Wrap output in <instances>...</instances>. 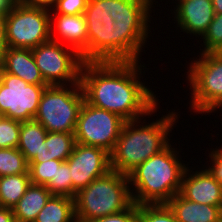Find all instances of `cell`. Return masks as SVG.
I'll use <instances>...</instances> for the list:
<instances>
[{"instance_id":"74e56055","label":"cell","mask_w":222,"mask_h":222,"mask_svg":"<svg viewBox=\"0 0 222 222\" xmlns=\"http://www.w3.org/2000/svg\"><path fill=\"white\" fill-rule=\"evenodd\" d=\"M174 0H172L173 2ZM182 1H185V0H175L173 3H175L176 5L179 3V2H182Z\"/></svg>"},{"instance_id":"d6986e66","label":"cell","mask_w":222,"mask_h":222,"mask_svg":"<svg viewBox=\"0 0 222 222\" xmlns=\"http://www.w3.org/2000/svg\"><path fill=\"white\" fill-rule=\"evenodd\" d=\"M75 144L74 133L48 132L39 154L30 163L45 162L53 159L66 161L72 154Z\"/></svg>"},{"instance_id":"5bb4252c","label":"cell","mask_w":222,"mask_h":222,"mask_svg":"<svg viewBox=\"0 0 222 222\" xmlns=\"http://www.w3.org/2000/svg\"><path fill=\"white\" fill-rule=\"evenodd\" d=\"M51 39L75 49L88 62V34L84 14H50Z\"/></svg>"},{"instance_id":"9c48e42d","label":"cell","mask_w":222,"mask_h":222,"mask_svg":"<svg viewBox=\"0 0 222 222\" xmlns=\"http://www.w3.org/2000/svg\"><path fill=\"white\" fill-rule=\"evenodd\" d=\"M31 50L48 85L80 83L84 61L75 49L50 39Z\"/></svg>"},{"instance_id":"52a82bcc","label":"cell","mask_w":222,"mask_h":222,"mask_svg":"<svg viewBox=\"0 0 222 222\" xmlns=\"http://www.w3.org/2000/svg\"><path fill=\"white\" fill-rule=\"evenodd\" d=\"M84 93L80 83L49 85L34 117L48 132L74 133Z\"/></svg>"},{"instance_id":"7402d4cb","label":"cell","mask_w":222,"mask_h":222,"mask_svg":"<svg viewBox=\"0 0 222 222\" xmlns=\"http://www.w3.org/2000/svg\"><path fill=\"white\" fill-rule=\"evenodd\" d=\"M30 184L29 173L0 177V206L12 209Z\"/></svg>"},{"instance_id":"ba28073f","label":"cell","mask_w":222,"mask_h":222,"mask_svg":"<svg viewBox=\"0 0 222 222\" xmlns=\"http://www.w3.org/2000/svg\"><path fill=\"white\" fill-rule=\"evenodd\" d=\"M5 34L11 48L33 49L50 40V9L18 2L5 15Z\"/></svg>"},{"instance_id":"836d02e7","label":"cell","mask_w":222,"mask_h":222,"mask_svg":"<svg viewBox=\"0 0 222 222\" xmlns=\"http://www.w3.org/2000/svg\"><path fill=\"white\" fill-rule=\"evenodd\" d=\"M18 2L19 0H0V14L5 16Z\"/></svg>"},{"instance_id":"d4e9b609","label":"cell","mask_w":222,"mask_h":222,"mask_svg":"<svg viewBox=\"0 0 222 222\" xmlns=\"http://www.w3.org/2000/svg\"><path fill=\"white\" fill-rule=\"evenodd\" d=\"M138 222H177L167 204L138 205Z\"/></svg>"},{"instance_id":"d6a6232c","label":"cell","mask_w":222,"mask_h":222,"mask_svg":"<svg viewBox=\"0 0 222 222\" xmlns=\"http://www.w3.org/2000/svg\"><path fill=\"white\" fill-rule=\"evenodd\" d=\"M8 48L5 34V16L0 14V59L4 51Z\"/></svg>"},{"instance_id":"e0dca14e","label":"cell","mask_w":222,"mask_h":222,"mask_svg":"<svg viewBox=\"0 0 222 222\" xmlns=\"http://www.w3.org/2000/svg\"><path fill=\"white\" fill-rule=\"evenodd\" d=\"M177 222H218L222 216V206L199 204L184 198L180 193L167 203Z\"/></svg>"},{"instance_id":"ac0fdd59","label":"cell","mask_w":222,"mask_h":222,"mask_svg":"<svg viewBox=\"0 0 222 222\" xmlns=\"http://www.w3.org/2000/svg\"><path fill=\"white\" fill-rule=\"evenodd\" d=\"M51 196L46 186L31 183L12 208L15 222H34Z\"/></svg>"},{"instance_id":"603a6c76","label":"cell","mask_w":222,"mask_h":222,"mask_svg":"<svg viewBox=\"0 0 222 222\" xmlns=\"http://www.w3.org/2000/svg\"><path fill=\"white\" fill-rule=\"evenodd\" d=\"M29 163L18 148H0V177L29 173Z\"/></svg>"},{"instance_id":"30bf717a","label":"cell","mask_w":222,"mask_h":222,"mask_svg":"<svg viewBox=\"0 0 222 222\" xmlns=\"http://www.w3.org/2000/svg\"><path fill=\"white\" fill-rule=\"evenodd\" d=\"M125 122L119 115L84 100L74 132L76 143L101 147L111 153Z\"/></svg>"},{"instance_id":"83f0119b","label":"cell","mask_w":222,"mask_h":222,"mask_svg":"<svg viewBox=\"0 0 222 222\" xmlns=\"http://www.w3.org/2000/svg\"><path fill=\"white\" fill-rule=\"evenodd\" d=\"M21 122L8 117L0 119V148H17Z\"/></svg>"},{"instance_id":"4dcf8cb0","label":"cell","mask_w":222,"mask_h":222,"mask_svg":"<svg viewBox=\"0 0 222 222\" xmlns=\"http://www.w3.org/2000/svg\"><path fill=\"white\" fill-rule=\"evenodd\" d=\"M217 147L211 148L210 153H208L210 159L207 162H210V165H206V168L222 186V146Z\"/></svg>"},{"instance_id":"2e32d148","label":"cell","mask_w":222,"mask_h":222,"mask_svg":"<svg viewBox=\"0 0 222 222\" xmlns=\"http://www.w3.org/2000/svg\"><path fill=\"white\" fill-rule=\"evenodd\" d=\"M0 67L11 75L34 85H48L38 69L32 50L8 47L0 59Z\"/></svg>"},{"instance_id":"4316f807","label":"cell","mask_w":222,"mask_h":222,"mask_svg":"<svg viewBox=\"0 0 222 222\" xmlns=\"http://www.w3.org/2000/svg\"><path fill=\"white\" fill-rule=\"evenodd\" d=\"M61 160H48L39 163H29V176L33 184L46 186L51 180H55L56 165H61Z\"/></svg>"},{"instance_id":"4fadbf2b","label":"cell","mask_w":222,"mask_h":222,"mask_svg":"<svg viewBox=\"0 0 222 222\" xmlns=\"http://www.w3.org/2000/svg\"><path fill=\"white\" fill-rule=\"evenodd\" d=\"M203 167L194 172L187 166L182 176L180 194L192 202L222 206V186L204 165Z\"/></svg>"},{"instance_id":"cb8c5ba5","label":"cell","mask_w":222,"mask_h":222,"mask_svg":"<svg viewBox=\"0 0 222 222\" xmlns=\"http://www.w3.org/2000/svg\"><path fill=\"white\" fill-rule=\"evenodd\" d=\"M46 187L52 195L73 198V184L67 160L63 161L61 165H56L55 180H51Z\"/></svg>"},{"instance_id":"44dd1931","label":"cell","mask_w":222,"mask_h":222,"mask_svg":"<svg viewBox=\"0 0 222 222\" xmlns=\"http://www.w3.org/2000/svg\"><path fill=\"white\" fill-rule=\"evenodd\" d=\"M75 201L68 196L52 195L34 222H74Z\"/></svg>"},{"instance_id":"3957f363","label":"cell","mask_w":222,"mask_h":222,"mask_svg":"<svg viewBox=\"0 0 222 222\" xmlns=\"http://www.w3.org/2000/svg\"><path fill=\"white\" fill-rule=\"evenodd\" d=\"M166 113L152 122H146V118H141L126 121L123 124L115 148L110 153L112 170L128 175L138 165L161 152L171 143L170 133L179 122L180 111L170 112L169 110Z\"/></svg>"},{"instance_id":"f546056e","label":"cell","mask_w":222,"mask_h":222,"mask_svg":"<svg viewBox=\"0 0 222 222\" xmlns=\"http://www.w3.org/2000/svg\"><path fill=\"white\" fill-rule=\"evenodd\" d=\"M89 222H138V205L132 203L127 209Z\"/></svg>"},{"instance_id":"1f68e13d","label":"cell","mask_w":222,"mask_h":222,"mask_svg":"<svg viewBox=\"0 0 222 222\" xmlns=\"http://www.w3.org/2000/svg\"><path fill=\"white\" fill-rule=\"evenodd\" d=\"M19 2L25 6L51 9L57 0H19Z\"/></svg>"},{"instance_id":"7a4b0ae2","label":"cell","mask_w":222,"mask_h":222,"mask_svg":"<svg viewBox=\"0 0 222 222\" xmlns=\"http://www.w3.org/2000/svg\"><path fill=\"white\" fill-rule=\"evenodd\" d=\"M144 68L140 61L84 62L80 75L84 100L125 121L157 114L160 101L147 82L141 81Z\"/></svg>"},{"instance_id":"6da1fadb","label":"cell","mask_w":222,"mask_h":222,"mask_svg":"<svg viewBox=\"0 0 222 222\" xmlns=\"http://www.w3.org/2000/svg\"><path fill=\"white\" fill-rule=\"evenodd\" d=\"M155 1L89 0L84 12L88 62H142L141 52H145L143 47L152 36L150 14L155 12Z\"/></svg>"},{"instance_id":"f1b7e54d","label":"cell","mask_w":222,"mask_h":222,"mask_svg":"<svg viewBox=\"0 0 222 222\" xmlns=\"http://www.w3.org/2000/svg\"><path fill=\"white\" fill-rule=\"evenodd\" d=\"M88 1L89 0H57V3L50 9V14H84Z\"/></svg>"},{"instance_id":"8fae6325","label":"cell","mask_w":222,"mask_h":222,"mask_svg":"<svg viewBox=\"0 0 222 222\" xmlns=\"http://www.w3.org/2000/svg\"><path fill=\"white\" fill-rule=\"evenodd\" d=\"M47 86L26 83L0 67V115L20 122L34 119Z\"/></svg>"},{"instance_id":"7c38bea8","label":"cell","mask_w":222,"mask_h":222,"mask_svg":"<svg viewBox=\"0 0 222 222\" xmlns=\"http://www.w3.org/2000/svg\"><path fill=\"white\" fill-rule=\"evenodd\" d=\"M67 162L73 184V199L79 190L111 170L110 153L97 146L76 143Z\"/></svg>"},{"instance_id":"9a60e30c","label":"cell","mask_w":222,"mask_h":222,"mask_svg":"<svg viewBox=\"0 0 222 222\" xmlns=\"http://www.w3.org/2000/svg\"><path fill=\"white\" fill-rule=\"evenodd\" d=\"M170 10L180 32L202 37L215 16L212 0H185Z\"/></svg>"},{"instance_id":"ffe728a7","label":"cell","mask_w":222,"mask_h":222,"mask_svg":"<svg viewBox=\"0 0 222 222\" xmlns=\"http://www.w3.org/2000/svg\"><path fill=\"white\" fill-rule=\"evenodd\" d=\"M48 131L35 119L21 122L19 134V151L25 156L28 163L39 154L41 145L46 140Z\"/></svg>"},{"instance_id":"8992f818","label":"cell","mask_w":222,"mask_h":222,"mask_svg":"<svg viewBox=\"0 0 222 222\" xmlns=\"http://www.w3.org/2000/svg\"><path fill=\"white\" fill-rule=\"evenodd\" d=\"M199 54V58H191L185 73L191 90L190 112L204 116L222 107V57L217 53Z\"/></svg>"},{"instance_id":"d590c367","label":"cell","mask_w":222,"mask_h":222,"mask_svg":"<svg viewBox=\"0 0 222 222\" xmlns=\"http://www.w3.org/2000/svg\"><path fill=\"white\" fill-rule=\"evenodd\" d=\"M215 14H222V0H212Z\"/></svg>"},{"instance_id":"5b68a950","label":"cell","mask_w":222,"mask_h":222,"mask_svg":"<svg viewBox=\"0 0 222 222\" xmlns=\"http://www.w3.org/2000/svg\"><path fill=\"white\" fill-rule=\"evenodd\" d=\"M74 201L79 222L119 213L133 203L128 175L111 169L79 190Z\"/></svg>"},{"instance_id":"484cf974","label":"cell","mask_w":222,"mask_h":222,"mask_svg":"<svg viewBox=\"0 0 222 222\" xmlns=\"http://www.w3.org/2000/svg\"><path fill=\"white\" fill-rule=\"evenodd\" d=\"M199 40L203 41V45L200 44L203 49H200L199 53H216L222 47V14H215L208 29Z\"/></svg>"},{"instance_id":"e575fe53","label":"cell","mask_w":222,"mask_h":222,"mask_svg":"<svg viewBox=\"0 0 222 222\" xmlns=\"http://www.w3.org/2000/svg\"><path fill=\"white\" fill-rule=\"evenodd\" d=\"M0 222H15L11 208L0 206Z\"/></svg>"},{"instance_id":"277c9868","label":"cell","mask_w":222,"mask_h":222,"mask_svg":"<svg viewBox=\"0 0 222 222\" xmlns=\"http://www.w3.org/2000/svg\"><path fill=\"white\" fill-rule=\"evenodd\" d=\"M171 144L128 174L132 200L137 205L166 204L180 193L188 164L183 163L181 149Z\"/></svg>"},{"instance_id":"8d00e7d4","label":"cell","mask_w":222,"mask_h":222,"mask_svg":"<svg viewBox=\"0 0 222 222\" xmlns=\"http://www.w3.org/2000/svg\"><path fill=\"white\" fill-rule=\"evenodd\" d=\"M216 53L222 57V47Z\"/></svg>"}]
</instances>
